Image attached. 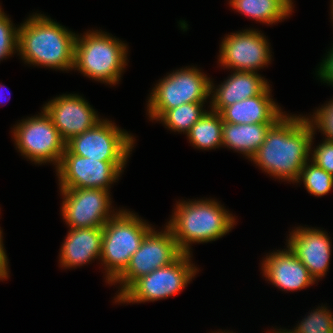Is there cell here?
I'll return each mask as SVG.
<instances>
[{
	"mask_svg": "<svg viewBox=\"0 0 333 333\" xmlns=\"http://www.w3.org/2000/svg\"><path fill=\"white\" fill-rule=\"evenodd\" d=\"M274 123L232 124L223 123L222 143L248 158L255 154L265 141L267 132Z\"/></svg>",
	"mask_w": 333,
	"mask_h": 333,
	"instance_id": "cell-20",
	"label": "cell"
},
{
	"mask_svg": "<svg viewBox=\"0 0 333 333\" xmlns=\"http://www.w3.org/2000/svg\"><path fill=\"white\" fill-rule=\"evenodd\" d=\"M294 329V333H333V315L324 306L309 313Z\"/></svg>",
	"mask_w": 333,
	"mask_h": 333,
	"instance_id": "cell-25",
	"label": "cell"
},
{
	"mask_svg": "<svg viewBox=\"0 0 333 333\" xmlns=\"http://www.w3.org/2000/svg\"><path fill=\"white\" fill-rule=\"evenodd\" d=\"M270 86L261 94L238 101L221 112L223 122L232 124L275 123L284 114L270 98Z\"/></svg>",
	"mask_w": 333,
	"mask_h": 333,
	"instance_id": "cell-19",
	"label": "cell"
},
{
	"mask_svg": "<svg viewBox=\"0 0 333 333\" xmlns=\"http://www.w3.org/2000/svg\"><path fill=\"white\" fill-rule=\"evenodd\" d=\"M127 46L104 32L76 36L73 69L103 83L116 84L127 60Z\"/></svg>",
	"mask_w": 333,
	"mask_h": 333,
	"instance_id": "cell-4",
	"label": "cell"
},
{
	"mask_svg": "<svg viewBox=\"0 0 333 333\" xmlns=\"http://www.w3.org/2000/svg\"><path fill=\"white\" fill-rule=\"evenodd\" d=\"M76 35L43 14L30 16L18 28V50L28 64L70 70Z\"/></svg>",
	"mask_w": 333,
	"mask_h": 333,
	"instance_id": "cell-2",
	"label": "cell"
},
{
	"mask_svg": "<svg viewBox=\"0 0 333 333\" xmlns=\"http://www.w3.org/2000/svg\"><path fill=\"white\" fill-rule=\"evenodd\" d=\"M127 161H97L65 149L57 167L60 189H104L116 182Z\"/></svg>",
	"mask_w": 333,
	"mask_h": 333,
	"instance_id": "cell-11",
	"label": "cell"
},
{
	"mask_svg": "<svg viewBox=\"0 0 333 333\" xmlns=\"http://www.w3.org/2000/svg\"><path fill=\"white\" fill-rule=\"evenodd\" d=\"M289 236L288 247L315 281L326 275L331 256L330 237L324 231L304 227H297Z\"/></svg>",
	"mask_w": 333,
	"mask_h": 333,
	"instance_id": "cell-15",
	"label": "cell"
},
{
	"mask_svg": "<svg viewBox=\"0 0 333 333\" xmlns=\"http://www.w3.org/2000/svg\"><path fill=\"white\" fill-rule=\"evenodd\" d=\"M41 114L28 117L16 125L13 130L14 140L26 158L38 164L52 161L57 168L66 149V142L44 109Z\"/></svg>",
	"mask_w": 333,
	"mask_h": 333,
	"instance_id": "cell-8",
	"label": "cell"
},
{
	"mask_svg": "<svg viewBox=\"0 0 333 333\" xmlns=\"http://www.w3.org/2000/svg\"><path fill=\"white\" fill-rule=\"evenodd\" d=\"M287 249L267 255L262 263L264 277L273 285L282 290H300L314 284L315 279L308 269L295 256L291 249Z\"/></svg>",
	"mask_w": 333,
	"mask_h": 333,
	"instance_id": "cell-16",
	"label": "cell"
},
{
	"mask_svg": "<svg viewBox=\"0 0 333 333\" xmlns=\"http://www.w3.org/2000/svg\"><path fill=\"white\" fill-rule=\"evenodd\" d=\"M307 161L301 169L297 182L301 180L307 191L314 196H323L333 187V175L311 162ZM300 180V181H299Z\"/></svg>",
	"mask_w": 333,
	"mask_h": 333,
	"instance_id": "cell-24",
	"label": "cell"
},
{
	"mask_svg": "<svg viewBox=\"0 0 333 333\" xmlns=\"http://www.w3.org/2000/svg\"><path fill=\"white\" fill-rule=\"evenodd\" d=\"M315 115V116H314ZM311 121L313 127L318 128L327 137V140L333 141V100L322 106L314 113ZM314 121V122H313Z\"/></svg>",
	"mask_w": 333,
	"mask_h": 333,
	"instance_id": "cell-27",
	"label": "cell"
},
{
	"mask_svg": "<svg viewBox=\"0 0 333 333\" xmlns=\"http://www.w3.org/2000/svg\"><path fill=\"white\" fill-rule=\"evenodd\" d=\"M312 154V162L333 175V141L325 139Z\"/></svg>",
	"mask_w": 333,
	"mask_h": 333,
	"instance_id": "cell-28",
	"label": "cell"
},
{
	"mask_svg": "<svg viewBox=\"0 0 333 333\" xmlns=\"http://www.w3.org/2000/svg\"><path fill=\"white\" fill-rule=\"evenodd\" d=\"M102 241L103 227L70 228L60 251L61 266L72 268L101 258Z\"/></svg>",
	"mask_w": 333,
	"mask_h": 333,
	"instance_id": "cell-18",
	"label": "cell"
},
{
	"mask_svg": "<svg viewBox=\"0 0 333 333\" xmlns=\"http://www.w3.org/2000/svg\"><path fill=\"white\" fill-rule=\"evenodd\" d=\"M315 129L309 118L285 114L271 126L251 161L269 175L297 182L302 167L310 160Z\"/></svg>",
	"mask_w": 333,
	"mask_h": 333,
	"instance_id": "cell-1",
	"label": "cell"
},
{
	"mask_svg": "<svg viewBox=\"0 0 333 333\" xmlns=\"http://www.w3.org/2000/svg\"><path fill=\"white\" fill-rule=\"evenodd\" d=\"M204 102L186 103L167 110L157 121L164 123L169 129L178 132L190 131L193 125L205 114L202 110Z\"/></svg>",
	"mask_w": 333,
	"mask_h": 333,
	"instance_id": "cell-23",
	"label": "cell"
},
{
	"mask_svg": "<svg viewBox=\"0 0 333 333\" xmlns=\"http://www.w3.org/2000/svg\"><path fill=\"white\" fill-rule=\"evenodd\" d=\"M60 191L64 197L62 216L70 228H101L115 215L109 210L111 199L108 190L76 188Z\"/></svg>",
	"mask_w": 333,
	"mask_h": 333,
	"instance_id": "cell-12",
	"label": "cell"
},
{
	"mask_svg": "<svg viewBox=\"0 0 333 333\" xmlns=\"http://www.w3.org/2000/svg\"><path fill=\"white\" fill-rule=\"evenodd\" d=\"M219 62L235 71L256 72L271 60L266 37L256 30L232 33L223 39Z\"/></svg>",
	"mask_w": 333,
	"mask_h": 333,
	"instance_id": "cell-13",
	"label": "cell"
},
{
	"mask_svg": "<svg viewBox=\"0 0 333 333\" xmlns=\"http://www.w3.org/2000/svg\"><path fill=\"white\" fill-rule=\"evenodd\" d=\"M328 56L324 58L319 67L318 77L321 78L326 83H329L333 86V47L327 54Z\"/></svg>",
	"mask_w": 333,
	"mask_h": 333,
	"instance_id": "cell-29",
	"label": "cell"
},
{
	"mask_svg": "<svg viewBox=\"0 0 333 333\" xmlns=\"http://www.w3.org/2000/svg\"><path fill=\"white\" fill-rule=\"evenodd\" d=\"M235 225V218L215 200L179 202L172 219L166 225L178 248L190 254L191 243L215 241Z\"/></svg>",
	"mask_w": 333,
	"mask_h": 333,
	"instance_id": "cell-3",
	"label": "cell"
},
{
	"mask_svg": "<svg viewBox=\"0 0 333 333\" xmlns=\"http://www.w3.org/2000/svg\"><path fill=\"white\" fill-rule=\"evenodd\" d=\"M134 141L133 135L102 119L94 128L67 141L66 148L72 154L97 161H127Z\"/></svg>",
	"mask_w": 333,
	"mask_h": 333,
	"instance_id": "cell-10",
	"label": "cell"
},
{
	"mask_svg": "<svg viewBox=\"0 0 333 333\" xmlns=\"http://www.w3.org/2000/svg\"><path fill=\"white\" fill-rule=\"evenodd\" d=\"M152 91L147 111L152 120H158L169 109L206 101L211 94V80L197 68L186 67L161 79Z\"/></svg>",
	"mask_w": 333,
	"mask_h": 333,
	"instance_id": "cell-6",
	"label": "cell"
},
{
	"mask_svg": "<svg viewBox=\"0 0 333 333\" xmlns=\"http://www.w3.org/2000/svg\"><path fill=\"white\" fill-rule=\"evenodd\" d=\"M275 333H294V332L291 331V330L287 331L286 329L283 330V331H281V329H280L279 332L277 331V332H275Z\"/></svg>",
	"mask_w": 333,
	"mask_h": 333,
	"instance_id": "cell-31",
	"label": "cell"
},
{
	"mask_svg": "<svg viewBox=\"0 0 333 333\" xmlns=\"http://www.w3.org/2000/svg\"><path fill=\"white\" fill-rule=\"evenodd\" d=\"M292 0H230V5L242 14L262 23L282 21L292 12Z\"/></svg>",
	"mask_w": 333,
	"mask_h": 333,
	"instance_id": "cell-21",
	"label": "cell"
},
{
	"mask_svg": "<svg viewBox=\"0 0 333 333\" xmlns=\"http://www.w3.org/2000/svg\"><path fill=\"white\" fill-rule=\"evenodd\" d=\"M190 255L183 253L172 264L160 267L135 280L116 299V302L157 301L177 294L187 286L198 271L191 264Z\"/></svg>",
	"mask_w": 333,
	"mask_h": 333,
	"instance_id": "cell-7",
	"label": "cell"
},
{
	"mask_svg": "<svg viewBox=\"0 0 333 333\" xmlns=\"http://www.w3.org/2000/svg\"><path fill=\"white\" fill-rule=\"evenodd\" d=\"M331 4H332V10H331L332 12H331V13H332V15H333V0H332V3H331ZM332 19H333V16H332Z\"/></svg>",
	"mask_w": 333,
	"mask_h": 333,
	"instance_id": "cell-32",
	"label": "cell"
},
{
	"mask_svg": "<svg viewBox=\"0 0 333 333\" xmlns=\"http://www.w3.org/2000/svg\"><path fill=\"white\" fill-rule=\"evenodd\" d=\"M6 251L4 250L2 242V231L0 230V279H6L8 277V261Z\"/></svg>",
	"mask_w": 333,
	"mask_h": 333,
	"instance_id": "cell-30",
	"label": "cell"
},
{
	"mask_svg": "<svg viewBox=\"0 0 333 333\" xmlns=\"http://www.w3.org/2000/svg\"><path fill=\"white\" fill-rule=\"evenodd\" d=\"M42 109L50 116L65 142L94 128L101 121L88 102L75 94L56 97Z\"/></svg>",
	"mask_w": 333,
	"mask_h": 333,
	"instance_id": "cell-14",
	"label": "cell"
},
{
	"mask_svg": "<svg viewBox=\"0 0 333 333\" xmlns=\"http://www.w3.org/2000/svg\"><path fill=\"white\" fill-rule=\"evenodd\" d=\"M212 84L211 81L210 92H214L210 103L211 110L219 113L229 105L261 94L269 86L265 78L249 71H234L216 91H213L215 88Z\"/></svg>",
	"mask_w": 333,
	"mask_h": 333,
	"instance_id": "cell-17",
	"label": "cell"
},
{
	"mask_svg": "<svg viewBox=\"0 0 333 333\" xmlns=\"http://www.w3.org/2000/svg\"><path fill=\"white\" fill-rule=\"evenodd\" d=\"M0 8V60L18 50V28L13 27L11 20Z\"/></svg>",
	"mask_w": 333,
	"mask_h": 333,
	"instance_id": "cell-26",
	"label": "cell"
},
{
	"mask_svg": "<svg viewBox=\"0 0 333 333\" xmlns=\"http://www.w3.org/2000/svg\"><path fill=\"white\" fill-rule=\"evenodd\" d=\"M166 230V231H165ZM164 231L151 229L141 241L139 249L132 255L127 268L112 282L121 283V290L115 300L137 279L152 271L172 264L183 253L166 226Z\"/></svg>",
	"mask_w": 333,
	"mask_h": 333,
	"instance_id": "cell-9",
	"label": "cell"
},
{
	"mask_svg": "<svg viewBox=\"0 0 333 333\" xmlns=\"http://www.w3.org/2000/svg\"><path fill=\"white\" fill-rule=\"evenodd\" d=\"M223 123L219 112L206 111L187 133L190 143L204 150L223 146Z\"/></svg>",
	"mask_w": 333,
	"mask_h": 333,
	"instance_id": "cell-22",
	"label": "cell"
},
{
	"mask_svg": "<svg viewBox=\"0 0 333 333\" xmlns=\"http://www.w3.org/2000/svg\"><path fill=\"white\" fill-rule=\"evenodd\" d=\"M151 229L148 223L127 210L116 212L103 226L100 259L107 269L108 284L127 268L130 258Z\"/></svg>",
	"mask_w": 333,
	"mask_h": 333,
	"instance_id": "cell-5",
	"label": "cell"
}]
</instances>
